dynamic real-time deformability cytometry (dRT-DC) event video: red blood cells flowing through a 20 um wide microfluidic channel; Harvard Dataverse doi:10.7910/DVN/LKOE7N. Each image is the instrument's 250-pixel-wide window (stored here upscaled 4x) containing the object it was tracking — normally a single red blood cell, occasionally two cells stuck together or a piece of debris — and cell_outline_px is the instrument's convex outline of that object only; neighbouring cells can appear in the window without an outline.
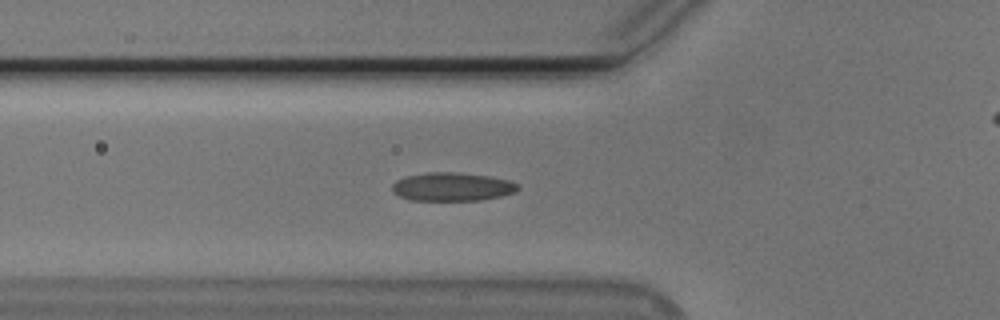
{"species": "Egyptian fruit bat (a non-hibernating species)", "species_latin": "Rousettus aegyptiacus", "temperature_condition": "cold", "stored_images_in_passage": 44, "camera_frame_rate_fps": 3000, "um_per_image_px": 0.085, "animal": {"sex": "male"}, "frame": {"image": 1, "passage_image": 8, "time_ms": 2.333, "image_size_px": [1000, 320], "cell_outline_px": [[520, 188], [516, 192], [500, 196], [480, 200], [408, 200], [392, 192], [392, 184], [396, 180], [404, 176], [428, 172], [460, 172], [488, 176], [508, 180], [516, 184]], "centroid_in_image_um": [38.4, 15.87], "position_along_channel_um": 87.4, "area_um2": 20.92}}
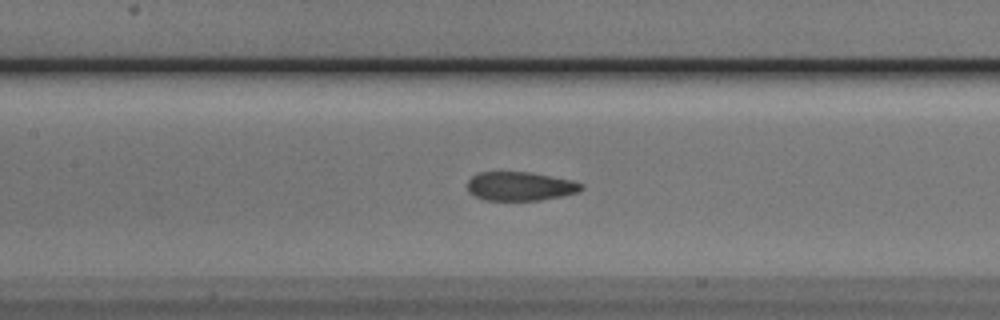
{"frame": {"image": 2, "passage_image": 14, "time_ms": 4.333, "image_size_px": [1000, 320], "cell_outline_px": [[584, 188], [576, 192], [560, 196], [540, 200], [484, 200], [472, 196], [468, 192], [468, 180], [472, 176], [480, 172], [528, 172], [552, 176], [572, 180], [584, 184]], "centroid_in_image_um": [44.18, 15.83], "position_along_channel_um": 163.2, "area_um2": 19.19}}
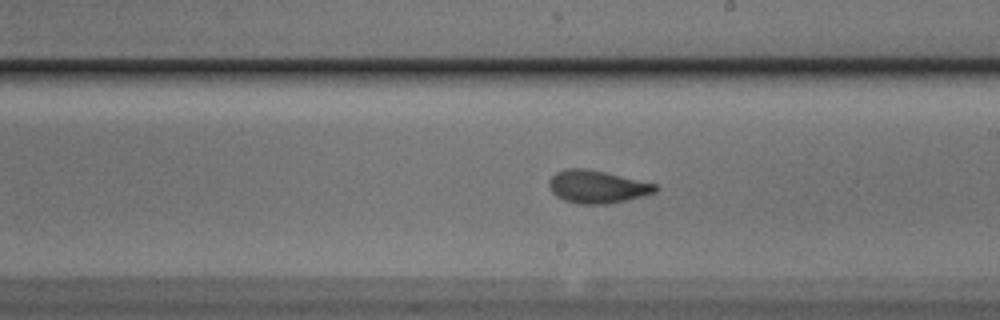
{"frame": {"image": 3, "passage_image": 20, "time_ms": 6.333, "image_size_px": [1000, 320], "cell_outline_px": [[660, 188], [656, 192], [628, 200], [608, 204], [576, 204], [564, 200], [556, 196], [552, 192], [548, 184], [548, 180], [556, 172], [568, 168], [584, 168], [604, 172], [656, 184]], "centroid_in_image_um": [50.74, 15.88], "position_along_channel_um": 238.3, "area_um2": 20.35}, "authors_computed_cell_mechanics": {"area_um2": 19.9121, "velocity_mm_per_s": 3.7653, "shape_relaxation_time_tau1_ms": 6.2076, "shape_relaxation_time_tau2_ms": 1.8027, "deformation_change_tau1": 0.1696, "deformation_change_tau2": 0.0631}}